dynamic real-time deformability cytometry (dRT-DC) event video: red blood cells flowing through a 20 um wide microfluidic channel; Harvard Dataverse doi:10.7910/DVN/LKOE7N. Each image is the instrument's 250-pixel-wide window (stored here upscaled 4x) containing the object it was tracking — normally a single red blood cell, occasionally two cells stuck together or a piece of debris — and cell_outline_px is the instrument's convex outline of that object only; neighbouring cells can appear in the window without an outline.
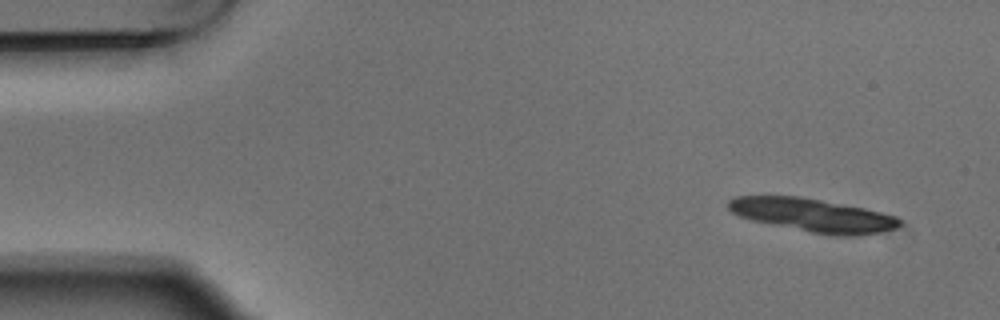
{"species": "Egyptian fruit bat (a non-hibernating species)", "species_latin": "Rousettus aegyptiacus", "temperature_condition": "warm", "stored_images_in_passage": 5, "camera_frame_rate_fps": 3000, "um_per_image_px": 0.085, "animal": {"sex": "male"}, "frame": {"image": 1, "passage_image": 1, "time_ms": 0.0, "image_size_px": [1000, 320], "cell_outline_px": [[900, 224], [896, 228], [880, 232], [856, 236], [836, 236], [812, 232], [752, 220], [740, 216], [732, 212], [728, 208], [728, 200], [736, 196], [800, 196], [864, 208], [896, 216], [900, 220]], "centroid_in_image_um": [69.09, 18.28], "position_along_channel_um": 15.9, "area_um2": 32.89}}
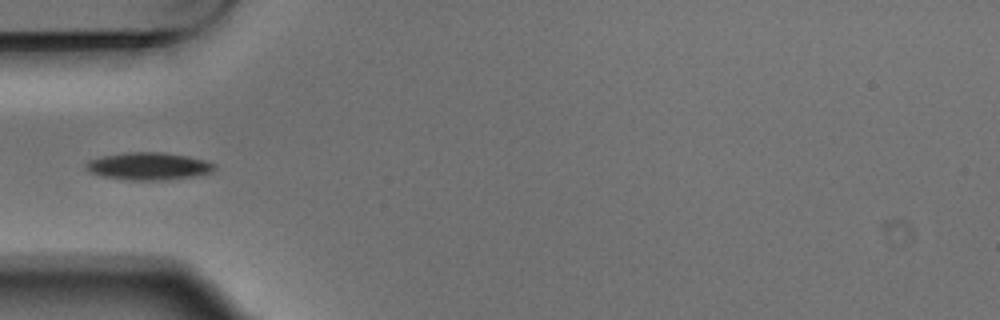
{"frame": {"image": 2, "passage_image": 5, "time_ms": 1.333, "image_size_px": [1000, 320], "cell_outline_px": [[216, 168], [212, 172], [192, 176], [168, 180], [132, 180], [100, 176], [88, 172], [84, 168], [84, 164], [88, 160], [100, 156], [124, 152], [164, 152], [188, 156], [204, 160], [216, 164]], "centroid_in_image_um": [12.58, 14.12], "position_along_channel_um": 72.4, "area_um2": 20.87}}